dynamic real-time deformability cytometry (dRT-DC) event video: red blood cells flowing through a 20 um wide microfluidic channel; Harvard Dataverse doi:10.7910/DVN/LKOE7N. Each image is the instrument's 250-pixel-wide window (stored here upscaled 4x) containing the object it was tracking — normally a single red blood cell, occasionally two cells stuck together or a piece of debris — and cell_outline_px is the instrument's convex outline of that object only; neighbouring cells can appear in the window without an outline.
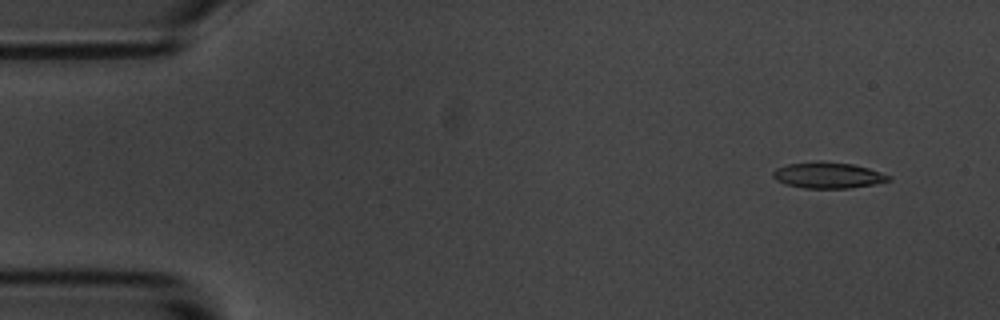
{"species": "common noctule bat (a hibernating species)", "species_latin": "Nyctalus noctula", "temperature_condition": "room temperature", "stored_images_in_passage": 4, "camera_frame_rate_fps": 3000, "um_per_image_px": 0.085, "animal": {"sex": "male", "body_mass_g": 20.1, "forearm_length_mm": 53.5}, "frame": {"image": 1, "passage_image": 1, "time_ms": 0.0, "image_size_px": [1000, 320], "cell_outline_px": [[892, 180], [872, 184], [848, 188], [804, 188], [784, 184], [776, 180], [772, 176], [772, 172], [776, 168], [788, 164], [816, 160], [824, 160], [852, 164], [868, 168], [892, 176]], "centroid_in_image_um": [70.34, 14.88], "position_along_channel_um": 14.7, "area_um2": 17.74}}
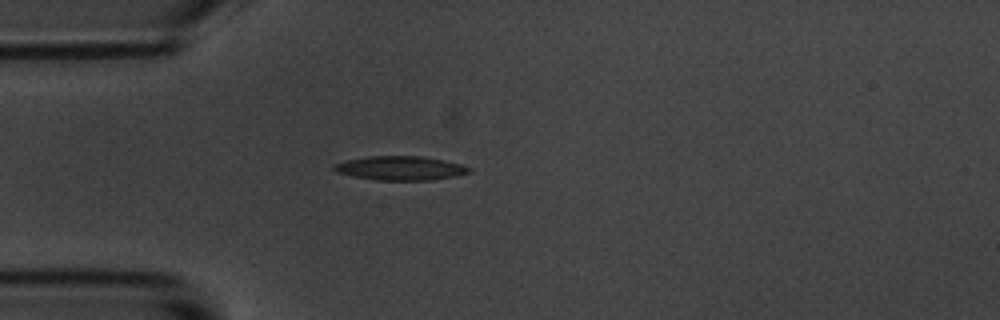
{"frame": {"image": 2, "passage_image": 4, "time_ms": 3.667, "image_size_px": [1000, 320], "cell_outline_px": [[472, 172], [456, 176], [432, 180], [376, 180], [352, 176], [336, 172], [332, 168], [332, 164], [344, 160], [368, 156], [420, 156], [444, 160], [460, 164], [472, 168]], "centroid_in_image_um": [34.01, 14.29], "position_along_channel_um": 51.0, "area_um2": 19.13}}